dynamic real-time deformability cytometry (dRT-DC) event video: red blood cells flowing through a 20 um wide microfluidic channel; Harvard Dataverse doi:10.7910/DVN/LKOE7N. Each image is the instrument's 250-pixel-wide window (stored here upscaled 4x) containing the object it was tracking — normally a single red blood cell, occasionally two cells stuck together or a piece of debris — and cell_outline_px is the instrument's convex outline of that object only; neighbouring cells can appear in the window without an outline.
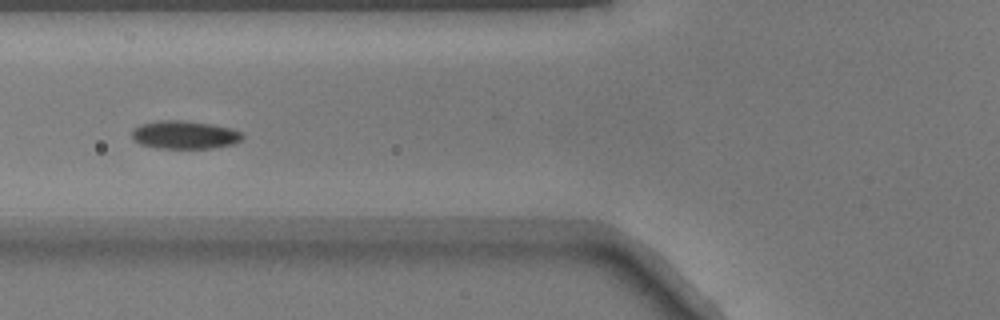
{"species": "common noctule bat (a hibernating species)", "species_latin": "Nyctalus noctula", "temperature_condition": "warm", "stored_images_in_passage": 30, "segment_of_instrument_passage": [2, 2], "camera_frame_rate_fps": 3000, "um_per_image_px": 0.085, "animal": {"sex": "male", "body_mass_g": 17.9}, "frame": {"image": 1, "passage_image": 20, "time_ms": 6.333, "image_size_px": [1000, 320], "cell_outline_px": [[244, 136], [240, 140], [232, 144], [212, 148], [160, 148], [140, 144], [132, 140], [132, 128], [140, 124], [160, 120], [180, 120], [212, 124], [232, 128], [240, 132]], "centroid_in_image_um": [15.66, 11.45], "position_along_channel_um": 110.1, "area_um2": 18.15}}
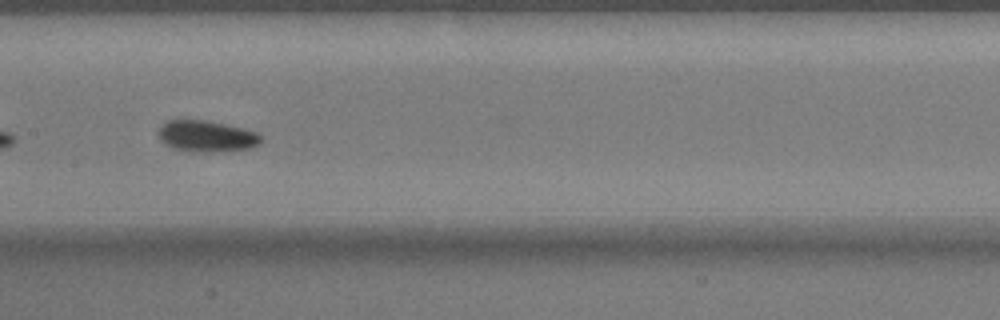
{"frame": {"image": 2, "passage_image": 26, "time_ms": 8.333, "image_size_px": [1000, 320], "cell_outline_px": [[260, 144], [252, 148], [224, 152], [200, 152], [176, 148], [164, 144], [160, 140], [160, 128], [168, 120], [208, 120], [256, 132], [260, 136]], "centroid_in_image_um": [17.59, 11.59], "position_along_channel_um": 189.8, "area_um2": 18.5}}